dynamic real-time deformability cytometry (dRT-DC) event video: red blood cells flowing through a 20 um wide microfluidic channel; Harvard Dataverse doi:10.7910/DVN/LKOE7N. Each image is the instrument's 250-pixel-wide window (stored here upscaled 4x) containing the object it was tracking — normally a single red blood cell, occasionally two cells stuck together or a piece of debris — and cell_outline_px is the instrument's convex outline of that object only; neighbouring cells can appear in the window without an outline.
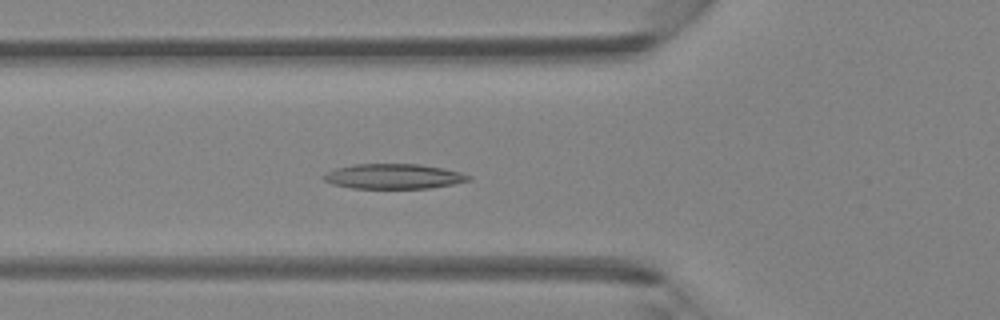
{"species": "Egyptian fruit bat (a non-hibernating species)", "species_latin": "Rousettus aegyptiacus", "temperature_condition": "room temperature", "stored_images_in_passage": 47, "camera_frame_rate_fps": 3000, "um_per_image_px": 0.085, "animal": {"sex": "female"}, "frame": {"image": 1, "passage_image": 16, "time_ms": 5.0, "image_size_px": [1000, 320], "cell_outline_px": [[472, 180], [452, 184], [428, 188], [352, 188], [332, 184], [324, 180], [320, 176], [336, 168], [352, 164], [420, 164], [444, 168], [460, 172], [472, 176]], "centroid_in_image_um": [33.46, 14.98], "position_along_channel_um": 92.3, "area_um2": 21.15}}
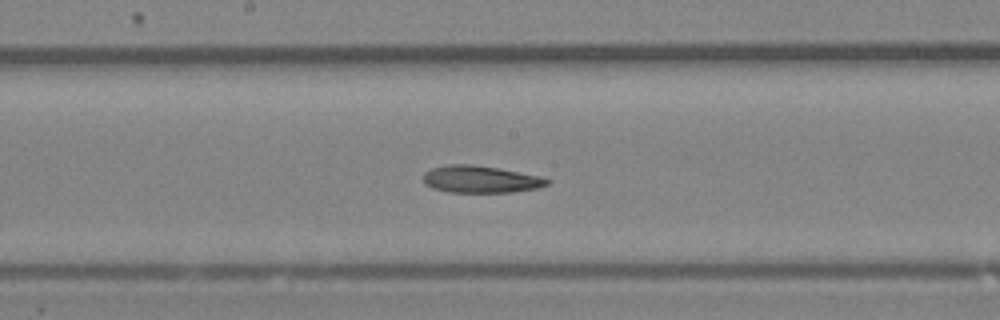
{"frame": {"image": 2, "passage_image": 24, "time_ms": 7.667, "image_size_px": [1000, 320], "cell_outline_px": [[552, 180], [548, 184], [540, 188], [512, 192], [448, 192], [432, 188], [424, 184], [424, 172], [432, 168], [448, 164], [472, 164], [544, 176]], "centroid_in_image_um": [40.89, 15.24], "position_along_channel_um": 207.3, "area_um2": 19.77}}
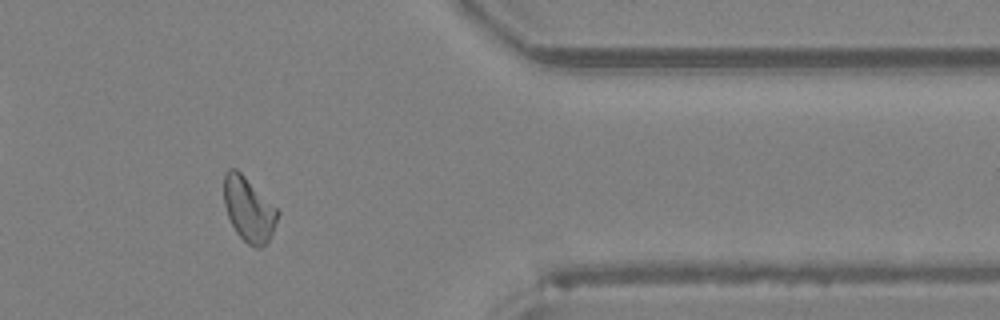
{"frame": {"image": 3, "passage_image": 38, "time_ms": 12.333, "image_size_px": [1000, 320], "cell_outline_px": [[280, 212], [268, 244], [260, 248], [256, 248], [248, 244], [236, 232], [228, 216], [224, 204], [224, 172], [228, 168], [236, 168]], "centroid_in_image_um": [21.13, 17.81], "position_along_channel_um": 390.3, "area_um2": 20.0}, "authors_computed_cell_mechanics": {"area_um2": 20.5768, "velocity_mm_per_s": 4.328, "shape_relaxation_time_tau1_ms": 2.8815, "shape_relaxation_time_tau2_ms": 3.6101, "deformation_change_tau1": 0.108, "deformation_change_tau2": 0.1088}}